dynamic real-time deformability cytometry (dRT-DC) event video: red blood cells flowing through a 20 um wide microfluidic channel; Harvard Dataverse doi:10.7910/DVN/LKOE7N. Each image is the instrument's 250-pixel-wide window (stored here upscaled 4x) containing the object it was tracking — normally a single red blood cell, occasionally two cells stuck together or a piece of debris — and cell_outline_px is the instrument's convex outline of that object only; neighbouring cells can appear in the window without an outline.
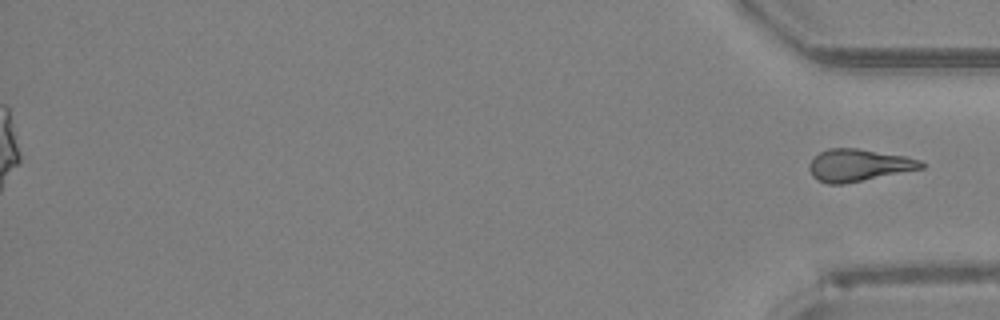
{"species": "Egyptian fruit bat (a non-hibernating species)", "species_latin": "Rousettus aegyptiacus", "temperature_condition": "room temperature", "stored_images_in_passage": 37, "segment_of_instrument_passage": [2, 2], "camera_frame_rate_fps": 3000, "um_per_image_px": 0.085, "animal": {"sex": "female"}, "frame": {"image": 1, "passage_image": 37, "time_ms": 12.0, "image_size_px": [1000, 320], "cell_outline_px": [[924, 168], [844, 184], [828, 184], [816, 180], [812, 176], [808, 168], [808, 164], [820, 152], [828, 148], [856, 148], [908, 156], [920, 160], [924, 164]], "centroid_in_image_um": [72.97, 14.04], "position_along_channel_um": 362.2, "area_um2": 21.1}}